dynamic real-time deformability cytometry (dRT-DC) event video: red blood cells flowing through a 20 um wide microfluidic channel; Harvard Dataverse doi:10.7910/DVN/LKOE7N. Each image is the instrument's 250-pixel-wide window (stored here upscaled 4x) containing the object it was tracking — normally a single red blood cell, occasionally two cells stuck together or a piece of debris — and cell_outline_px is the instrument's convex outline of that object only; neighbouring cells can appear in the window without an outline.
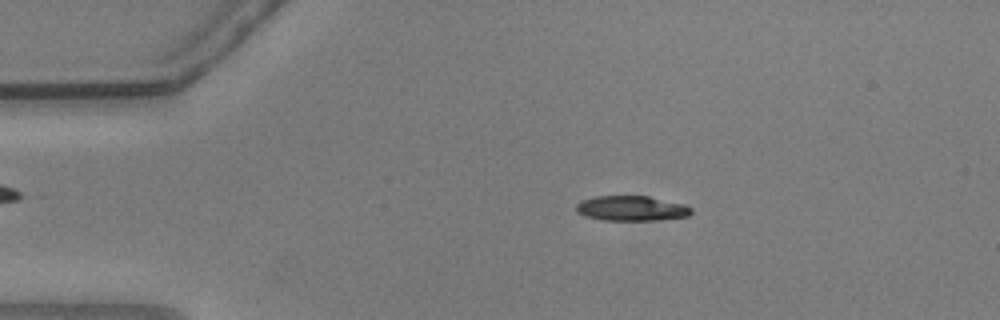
{"species": "common noctule bat (a hibernating species)", "species_latin": "Nyctalus noctula", "temperature_condition": "warm", "stored_images_in_passage": 54, "camera_frame_rate_fps": 3000, "um_per_image_px": 0.085, "animal": {"sex": "male", "body_mass_g": 20.5, "forearm_length_mm": 52.5}, "frame": {"image": 1, "passage_image": 9, "time_ms": 2.667, "image_size_px": [1000, 320], "cell_outline_px": [[692, 212], [688, 216], [656, 220], [604, 220], [584, 216], [576, 212], [576, 204], [580, 200], [596, 196], [648, 196], [684, 204], [692, 208]], "centroid_in_image_um": [53.65, 17.71], "position_along_channel_um": 31.4, "area_um2": 16.82}}
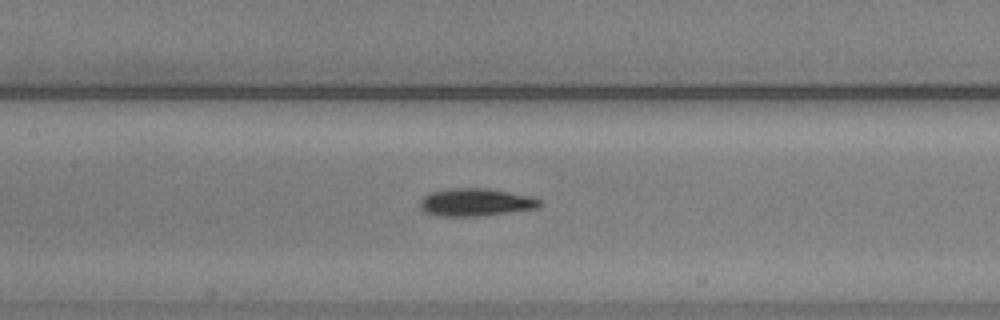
{"frame": {"image": 2, "passage_image": 24, "time_ms": 7.667, "image_size_px": [1000, 320], "cell_outline_px": [[544, 204], [536, 208], [480, 216], [436, 216], [424, 212], [420, 208], [420, 200], [428, 192], [448, 188], [488, 188], [532, 196], [540, 200]], "centroid_in_image_um": [40.4, 17.18], "position_along_channel_um": 167.0, "area_um2": 19.54}}
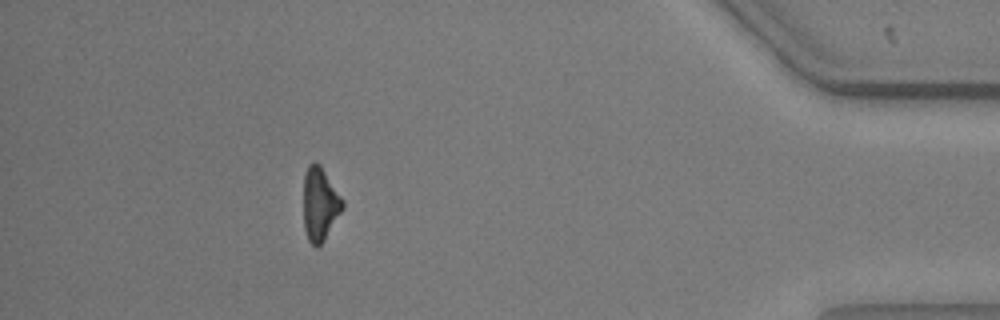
{"frame": {"image": 3, "passage_image": 48, "time_ms": 15.667, "image_size_px": [1000, 320], "cell_outline_px": [[344, 208], [324, 240], [316, 248], [308, 240], [304, 228], [304, 176], [308, 164], [312, 160], [320, 164], [344, 200]], "centroid_in_image_um": [27.2, 17.32], "position_along_channel_um": 408.0, "area_um2": 16.82}, "authors_computed_cell_mechanics": {"area_um2": 17.5134, "velocity_mm_per_s": 3.6724, "shape_relaxation_time_tau1_ms": 1.7562, "shape_relaxation_time_tau2_ms": 3.3847, "deformation_change_tau1": 0.1451, "deformation_change_tau2": 0.1329}}